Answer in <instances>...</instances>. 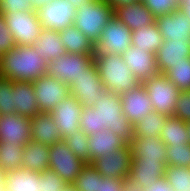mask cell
<instances>
[{
    "label": "cell",
    "mask_w": 190,
    "mask_h": 191,
    "mask_svg": "<svg viewBox=\"0 0 190 191\" xmlns=\"http://www.w3.org/2000/svg\"><path fill=\"white\" fill-rule=\"evenodd\" d=\"M47 62L33 45H16L0 57V76L12 81L33 82L47 72Z\"/></svg>",
    "instance_id": "obj_1"
},
{
    "label": "cell",
    "mask_w": 190,
    "mask_h": 191,
    "mask_svg": "<svg viewBox=\"0 0 190 191\" xmlns=\"http://www.w3.org/2000/svg\"><path fill=\"white\" fill-rule=\"evenodd\" d=\"M99 77L105 90L122 95L140 85L122 56L115 54H94Z\"/></svg>",
    "instance_id": "obj_2"
},
{
    "label": "cell",
    "mask_w": 190,
    "mask_h": 191,
    "mask_svg": "<svg viewBox=\"0 0 190 191\" xmlns=\"http://www.w3.org/2000/svg\"><path fill=\"white\" fill-rule=\"evenodd\" d=\"M93 107L97 108L100 131L109 129L127 143L132 141L134 129L122 112L121 95L105 90Z\"/></svg>",
    "instance_id": "obj_3"
},
{
    "label": "cell",
    "mask_w": 190,
    "mask_h": 191,
    "mask_svg": "<svg viewBox=\"0 0 190 191\" xmlns=\"http://www.w3.org/2000/svg\"><path fill=\"white\" fill-rule=\"evenodd\" d=\"M114 11L105 0H89L77 7L74 26L95 44Z\"/></svg>",
    "instance_id": "obj_4"
},
{
    "label": "cell",
    "mask_w": 190,
    "mask_h": 191,
    "mask_svg": "<svg viewBox=\"0 0 190 191\" xmlns=\"http://www.w3.org/2000/svg\"><path fill=\"white\" fill-rule=\"evenodd\" d=\"M93 63L94 54L66 53L48 62L46 74L71 88L75 84V79L85 74Z\"/></svg>",
    "instance_id": "obj_5"
},
{
    "label": "cell",
    "mask_w": 190,
    "mask_h": 191,
    "mask_svg": "<svg viewBox=\"0 0 190 191\" xmlns=\"http://www.w3.org/2000/svg\"><path fill=\"white\" fill-rule=\"evenodd\" d=\"M143 86L152 102L153 111L166 116H173L180 90L165 74H156L147 79Z\"/></svg>",
    "instance_id": "obj_6"
},
{
    "label": "cell",
    "mask_w": 190,
    "mask_h": 191,
    "mask_svg": "<svg viewBox=\"0 0 190 191\" xmlns=\"http://www.w3.org/2000/svg\"><path fill=\"white\" fill-rule=\"evenodd\" d=\"M132 31L115 16L103 28L94 44V54L122 55L132 45Z\"/></svg>",
    "instance_id": "obj_7"
},
{
    "label": "cell",
    "mask_w": 190,
    "mask_h": 191,
    "mask_svg": "<svg viewBox=\"0 0 190 191\" xmlns=\"http://www.w3.org/2000/svg\"><path fill=\"white\" fill-rule=\"evenodd\" d=\"M3 16L16 45L29 46L35 44L43 29L37 18L36 10L3 13Z\"/></svg>",
    "instance_id": "obj_8"
},
{
    "label": "cell",
    "mask_w": 190,
    "mask_h": 191,
    "mask_svg": "<svg viewBox=\"0 0 190 191\" xmlns=\"http://www.w3.org/2000/svg\"><path fill=\"white\" fill-rule=\"evenodd\" d=\"M86 164L66 146L64 140L50 146L49 169L58 174L65 182L72 184Z\"/></svg>",
    "instance_id": "obj_9"
},
{
    "label": "cell",
    "mask_w": 190,
    "mask_h": 191,
    "mask_svg": "<svg viewBox=\"0 0 190 191\" xmlns=\"http://www.w3.org/2000/svg\"><path fill=\"white\" fill-rule=\"evenodd\" d=\"M76 9L68 0H52L36 14L43 28L60 31L74 24Z\"/></svg>",
    "instance_id": "obj_10"
},
{
    "label": "cell",
    "mask_w": 190,
    "mask_h": 191,
    "mask_svg": "<svg viewBox=\"0 0 190 191\" xmlns=\"http://www.w3.org/2000/svg\"><path fill=\"white\" fill-rule=\"evenodd\" d=\"M40 113H50L57 104L71 95L70 87L48 74L33 82Z\"/></svg>",
    "instance_id": "obj_11"
},
{
    "label": "cell",
    "mask_w": 190,
    "mask_h": 191,
    "mask_svg": "<svg viewBox=\"0 0 190 191\" xmlns=\"http://www.w3.org/2000/svg\"><path fill=\"white\" fill-rule=\"evenodd\" d=\"M91 164L104 178L123 179L129 176L131 165L129 143L109 154L102 155Z\"/></svg>",
    "instance_id": "obj_12"
},
{
    "label": "cell",
    "mask_w": 190,
    "mask_h": 191,
    "mask_svg": "<svg viewBox=\"0 0 190 191\" xmlns=\"http://www.w3.org/2000/svg\"><path fill=\"white\" fill-rule=\"evenodd\" d=\"M105 91L99 77L95 63L86 73L75 79V84L70 88L71 95L78 100L83 107H92L99 96Z\"/></svg>",
    "instance_id": "obj_13"
},
{
    "label": "cell",
    "mask_w": 190,
    "mask_h": 191,
    "mask_svg": "<svg viewBox=\"0 0 190 191\" xmlns=\"http://www.w3.org/2000/svg\"><path fill=\"white\" fill-rule=\"evenodd\" d=\"M83 108L78 100L70 95L66 99L61 100L50 112L60 130L62 140L72 136V133L80 128Z\"/></svg>",
    "instance_id": "obj_14"
},
{
    "label": "cell",
    "mask_w": 190,
    "mask_h": 191,
    "mask_svg": "<svg viewBox=\"0 0 190 191\" xmlns=\"http://www.w3.org/2000/svg\"><path fill=\"white\" fill-rule=\"evenodd\" d=\"M129 146L131 160L144 163L163 162L167 166L166 145L160 136H133Z\"/></svg>",
    "instance_id": "obj_15"
},
{
    "label": "cell",
    "mask_w": 190,
    "mask_h": 191,
    "mask_svg": "<svg viewBox=\"0 0 190 191\" xmlns=\"http://www.w3.org/2000/svg\"><path fill=\"white\" fill-rule=\"evenodd\" d=\"M122 112L134 126L147 114L153 112L152 102L143 84L121 95Z\"/></svg>",
    "instance_id": "obj_16"
},
{
    "label": "cell",
    "mask_w": 190,
    "mask_h": 191,
    "mask_svg": "<svg viewBox=\"0 0 190 191\" xmlns=\"http://www.w3.org/2000/svg\"><path fill=\"white\" fill-rule=\"evenodd\" d=\"M31 140V118L17 113L0 115V142L26 144Z\"/></svg>",
    "instance_id": "obj_17"
},
{
    "label": "cell",
    "mask_w": 190,
    "mask_h": 191,
    "mask_svg": "<svg viewBox=\"0 0 190 191\" xmlns=\"http://www.w3.org/2000/svg\"><path fill=\"white\" fill-rule=\"evenodd\" d=\"M121 56L140 84L159 73L154 53L131 45Z\"/></svg>",
    "instance_id": "obj_18"
},
{
    "label": "cell",
    "mask_w": 190,
    "mask_h": 191,
    "mask_svg": "<svg viewBox=\"0 0 190 191\" xmlns=\"http://www.w3.org/2000/svg\"><path fill=\"white\" fill-rule=\"evenodd\" d=\"M190 57V41L163 40L160 49L156 51L155 58L159 73L165 74L181 61Z\"/></svg>",
    "instance_id": "obj_19"
},
{
    "label": "cell",
    "mask_w": 190,
    "mask_h": 191,
    "mask_svg": "<svg viewBox=\"0 0 190 191\" xmlns=\"http://www.w3.org/2000/svg\"><path fill=\"white\" fill-rule=\"evenodd\" d=\"M155 23L163 40L190 41V20L181 10L158 16L155 18Z\"/></svg>",
    "instance_id": "obj_20"
},
{
    "label": "cell",
    "mask_w": 190,
    "mask_h": 191,
    "mask_svg": "<svg viewBox=\"0 0 190 191\" xmlns=\"http://www.w3.org/2000/svg\"><path fill=\"white\" fill-rule=\"evenodd\" d=\"M89 164L95 159L124 147L127 142L109 129L97 130L88 136Z\"/></svg>",
    "instance_id": "obj_21"
},
{
    "label": "cell",
    "mask_w": 190,
    "mask_h": 191,
    "mask_svg": "<svg viewBox=\"0 0 190 191\" xmlns=\"http://www.w3.org/2000/svg\"><path fill=\"white\" fill-rule=\"evenodd\" d=\"M114 16L131 31L155 23L153 13L141 2H133L114 11Z\"/></svg>",
    "instance_id": "obj_22"
},
{
    "label": "cell",
    "mask_w": 190,
    "mask_h": 191,
    "mask_svg": "<svg viewBox=\"0 0 190 191\" xmlns=\"http://www.w3.org/2000/svg\"><path fill=\"white\" fill-rule=\"evenodd\" d=\"M15 113L33 118L40 113L32 82L13 81Z\"/></svg>",
    "instance_id": "obj_23"
},
{
    "label": "cell",
    "mask_w": 190,
    "mask_h": 191,
    "mask_svg": "<svg viewBox=\"0 0 190 191\" xmlns=\"http://www.w3.org/2000/svg\"><path fill=\"white\" fill-rule=\"evenodd\" d=\"M31 140L47 146L62 140L60 130L50 113H39L31 118Z\"/></svg>",
    "instance_id": "obj_24"
},
{
    "label": "cell",
    "mask_w": 190,
    "mask_h": 191,
    "mask_svg": "<svg viewBox=\"0 0 190 191\" xmlns=\"http://www.w3.org/2000/svg\"><path fill=\"white\" fill-rule=\"evenodd\" d=\"M4 191H40L39 172L23 167L5 171Z\"/></svg>",
    "instance_id": "obj_25"
},
{
    "label": "cell",
    "mask_w": 190,
    "mask_h": 191,
    "mask_svg": "<svg viewBox=\"0 0 190 191\" xmlns=\"http://www.w3.org/2000/svg\"><path fill=\"white\" fill-rule=\"evenodd\" d=\"M33 46L47 63L67 53L62 44L59 31L52 29L43 28Z\"/></svg>",
    "instance_id": "obj_26"
},
{
    "label": "cell",
    "mask_w": 190,
    "mask_h": 191,
    "mask_svg": "<svg viewBox=\"0 0 190 191\" xmlns=\"http://www.w3.org/2000/svg\"><path fill=\"white\" fill-rule=\"evenodd\" d=\"M50 146L30 140L23 146L22 167L33 172L49 169Z\"/></svg>",
    "instance_id": "obj_27"
},
{
    "label": "cell",
    "mask_w": 190,
    "mask_h": 191,
    "mask_svg": "<svg viewBox=\"0 0 190 191\" xmlns=\"http://www.w3.org/2000/svg\"><path fill=\"white\" fill-rule=\"evenodd\" d=\"M166 165L163 162L144 163L131 160L129 177L135 180L143 189H147L165 175Z\"/></svg>",
    "instance_id": "obj_28"
},
{
    "label": "cell",
    "mask_w": 190,
    "mask_h": 191,
    "mask_svg": "<svg viewBox=\"0 0 190 191\" xmlns=\"http://www.w3.org/2000/svg\"><path fill=\"white\" fill-rule=\"evenodd\" d=\"M59 33L67 53L94 54V44L74 25L60 30Z\"/></svg>",
    "instance_id": "obj_29"
},
{
    "label": "cell",
    "mask_w": 190,
    "mask_h": 191,
    "mask_svg": "<svg viewBox=\"0 0 190 191\" xmlns=\"http://www.w3.org/2000/svg\"><path fill=\"white\" fill-rule=\"evenodd\" d=\"M132 46L147 53H156L163 44V36L156 23L132 31Z\"/></svg>",
    "instance_id": "obj_30"
},
{
    "label": "cell",
    "mask_w": 190,
    "mask_h": 191,
    "mask_svg": "<svg viewBox=\"0 0 190 191\" xmlns=\"http://www.w3.org/2000/svg\"><path fill=\"white\" fill-rule=\"evenodd\" d=\"M159 136L165 145L187 144L186 122L174 116H168Z\"/></svg>",
    "instance_id": "obj_31"
},
{
    "label": "cell",
    "mask_w": 190,
    "mask_h": 191,
    "mask_svg": "<svg viewBox=\"0 0 190 191\" xmlns=\"http://www.w3.org/2000/svg\"><path fill=\"white\" fill-rule=\"evenodd\" d=\"M24 145L10 141L0 142V168L4 171L21 168Z\"/></svg>",
    "instance_id": "obj_32"
},
{
    "label": "cell",
    "mask_w": 190,
    "mask_h": 191,
    "mask_svg": "<svg viewBox=\"0 0 190 191\" xmlns=\"http://www.w3.org/2000/svg\"><path fill=\"white\" fill-rule=\"evenodd\" d=\"M167 117L158 112H150L133 126L134 136L158 137Z\"/></svg>",
    "instance_id": "obj_33"
},
{
    "label": "cell",
    "mask_w": 190,
    "mask_h": 191,
    "mask_svg": "<svg viewBox=\"0 0 190 191\" xmlns=\"http://www.w3.org/2000/svg\"><path fill=\"white\" fill-rule=\"evenodd\" d=\"M164 177L173 191H190V167L167 165Z\"/></svg>",
    "instance_id": "obj_34"
},
{
    "label": "cell",
    "mask_w": 190,
    "mask_h": 191,
    "mask_svg": "<svg viewBox=\"0 0 190 191\" xmlns=\"http://www.w3.org/2000/svg\"><path fill=\"white\" fill-rule=\"evenodd\" d=\"M102 177L92 164L87 163L72 184L78 191H98Z\"/></svg>",
    "instance_id": "obj_35"
},
{
    "label": "cell",
    "mask_w": 190,
    "mask_h": 191,
    "mask_svg": "<svg viewBox=\"0 0 190 191\" xmlns=\"http://www.w3.org/2000/svg\"><path fill=\"white\" fill-rule=\"evenodd\" d=\"M165 76L180 90H190V57L165 73Z\"/></svg>",
    "instance_id": "obj_36"
},
{
    "label": "cell",
    "mask_w": 190,
    "mask_h": 191,
    "mask_svg": "<svg viewBox=\"0 0 190 191\" xmlns=\"http://www.w3.org/2000/svg\"><path fill=\"white\" fill-rule=\"evenodd\" d=\"M64 142L78 158L89 163L88 136L80 128L74 131L72 136L66 137Z\"/></svg>",
    "instance_id": "obj_37"
},
{
    "label": "cell",
    "mask_w": 190,
    "mask_h": 191,
    "mask_svg": "<svg viewBox=\"0 0 190 191\" xmlns=\"http://www.w3.org/2000/svg\"><path fill=\"white\" fill-rule=\"evenodd\" d=\"M167 165L190 167V144L166 145Z\"/></svg>",
    "instance_id": "obj_38"
},
{
    "label": "cell",
    "mask_w": 190,
    "mask_h": 191,
    "mask_svg": "<svg viewBox=\"0 0 190 191\" xmlns=\"http://www.w3.org/2000/svg\"><path fill=\"white\" fill-rule=\"evenodd\" d=\"M15 113L13 81L0 76V115Z\"/></svg>",
    "instance_id": "obj_39"
},
{
    "label": "cell",
    "mask_w": 190,
    "mask_h": 191,
    "mask_svg": "<svg viewBox=\"0 0 190 191\" xmlns=\"http://www.w3.org/2000/svg\"><path fill=\"white\" fill-rule=\"evenodd\" d=\"M155 17L173 13L179 9V0H142Z\"/></svg>",
    "instance_id": "obj_40"
},
{
    "label": "cell",
    "mask_w": 190,
    "mask_h": 191,
    "mask_svg": "<svg viewBox=\"0 0 190 191\" xmlns=\"http://www.w3.org/2000/svg\"><path fill=\"white\" fill-rule=\"evenodd\" d=\"M80 129L87 135L99 130V119L97 108L84 107L80 118Z\"/></svg>",
    "instance_id": "obj_41"
},
{
    "label": "cell",
    "mask_w": 190,
    "mask_h": 191,
    "mask_svg": "<svg viewBox=\"0 0 190 191\" xmlns=\"http://www.w3.org/2000/svg\"><path fill=\"white\" fill-rule=\"evenodd\" d=\"M40 176V191H61L67 184L53 170L48 169L39 173Z\"/></svg>",
    "instance_id": "obj_42"
},
{
    "label": "cell",
    "mask_w": 190,
    "mask_h": 191,
    "mask_svg": "<svg viewBox=\"0 0 190 191\" xmlns=\"http://www.w3.org/2000/svg\"><path fill=\"white\" fill-rule=\"evenodd\" d=\"M173 116L184 122L190 121V90L180 91Z\"/></svg>",
    "instance_id": "obj_43"
},
{
    "label": "cell",
    "mask_w": 190,
    "mask_h": 191,
    "mask_svg": "<svg viewBox=\"0 0 190 191\" xmlns=\"http://www.w3.org/2000/svg\"><path fill=\"white\" fill-rule=\"evenodd\" d=\"M34 8L29 0H0V13H14L20 11L31 12Z\"/></svg>",
    "instance_id": "obj_44"
},
{
    "label": "cell",
    "mask_w": 190,
    "mask_h": 191,
    "mask_svg": "<svg viewBox=\"0 0 190 191\" xmlns=\"http://www.w3.org/2000/svg\"><path fill=\"white\" fill-rule=\"evenodd\" d=\"M16 46L13 35L8 30L5 17L0 13V57Z\"/></svg>",
    "instance_id": "obj_45"
},
{
    "label": "cell",
    "mask_w": 190,
    "mask_h": 191,
    "mask_svg": "<svg viewBox=\"0 0 190 191\" xmlns=\"http://www.w3.org/2000/svg\"><path fill=\"white\" fill-rule=\"evenodd\" d=\"M123 179L104 178L99 179L98 191H122Z\"/></svg>",
    "instance_id": "obj_46"
},
{
    "label": "cell",
    "mask_w": 190,
    "mask_h": 191,
    "mask_svg": "<svg viewBox=\"0 0 190 191\" xmlns=\"http://www.w3.org/2000/svg\"><path fill=\"white\" fill-rule=\"evenodd\" d=\"M144 191H173L169 183L166 181L165 177L160 178L156 182L152 183Z\"/></svg>",
    "instance_id": "obj_47"
},
{
    "label": "cell",
    "mask_w": 190,
    "mask_h": 191,
    "mask_svg": "<svg viewBox=\"0 0 190 191\" xmlns=\"http://www.w3.org/2000/svg\"><path fill=\"white\" fill-rule=\"evenodd\" d=\"M121 190L122 191H144L143 187H141L135 180H133L129 176L123 178Z\"/></svg>",
    "instance_id": "obj_48"
},
{
    "label": "cell",
    "mask_w": 190,
    "mask_h": 191,
    "mask_svg": "<svg viewBox=\"0 0 190 191\" xmlns=\"http://www.w3.org/2000/svg\"><path fill=\"white\" fill-rule=\"evenodd\" d=\"M107 4L112 8L113 11L118 8L127 6L130 3L137 2L139 0H105Z\"/></svg>",
    "instance_id": "obj_49"
},
{
    "label": "cell",
    "mask_w": 190,
    "mask_h": 191,
    "mask_svg": "<svg viewBox=\"0 0 190 191\" xmlns=\"http://www.w3.org/2000/svg\"><path fill=\"white\" fill-rule=\"evenodd\" d=\"M29 1L33 6L34 10H36L37 8H40L43 5L49 4V2L52 0H29Z\"/></svg>",
    "instance_id": "obj_50"
},
{
    "label": "cell",
    "mask_w": 190,
    "mask_h": 191,
    "mask_svg": "<svg viewBox=\"0 0 190 191\" xmlns=\"http://www.w3.org/2000/svg\"><path fill=\"white\" fill-rule=\"evenodd\" d=\"M179 10L183 12L190 20V4H179Z\"/></svg>",
    "instance_id": "obj_51"
},
{
    "label": "cell",
    "mask_w": 190,
    "mask_h": 191,
    "mask_svg": "<svg viewBox=\"0 0 190 191\" xmlns=\"http://www.w3.org/2000/svg\"><path fill=\"white\" fill-rule=\"evenodd\" d=\"M5 171L0 168V191H4Z\"/></svg>",
    "instance_id": "obj_52"
},
{
    "label": "cell",
    "mask_w": 190,
    "mask_h": 191,
    "mask_svg": "<svg viewBox=\"0 0 190 191\" xmlns=\"http://www.w3.org/2000/svg\"><path fill=\"white\" fill-rule=\"evenodd\" d=\"M73 6L76 8L81 6L84 2H87L89 0H68Z\"/></svg>",
    "instance_id": "obj_53"
},
{
    "label": "cell",
    "mask_w": 190,
    "mask_h": 191,
    "mask_svg": "<svg viewBox=\"0 0 190 191\" xmlns=\"http://www.w3.org/2000/svg\"><path fill=\"white\" fill-rule=\"evenodd\" d=\"M61 191H78L73 184L67 183Z\"/></svg>",
    "instance_id": "obj_54"
},
{
    "label": "cell",
    "mask_w": 190,
    "mask_h": 191,
    "mask_svg": "<svg viewBox=\"0 0 190 191\" xmlns=\"http://www.w3.org/2000/svg\"><path fill=\"white\" fill-rule=\"evenodd\" d=\"M186 129L188 135V143L190 144V121H186Z\"/></svg>",
    "instance_id": "obj_55"
},
{
    "label": "cell",
    "mask_w": 190,
    "mask_h": 191,
    "mask_svg": "<svg viewBox=\"0 0 190 191\" xmlns=\"http://www.w3.org/2000/svg\"><path fill=\"white\" fill-rule=\"evenodd\" d=\"M179 4H190V0H179Z\"/></svg>",
    "instance_id": "obj_56"
}]
</instances>
